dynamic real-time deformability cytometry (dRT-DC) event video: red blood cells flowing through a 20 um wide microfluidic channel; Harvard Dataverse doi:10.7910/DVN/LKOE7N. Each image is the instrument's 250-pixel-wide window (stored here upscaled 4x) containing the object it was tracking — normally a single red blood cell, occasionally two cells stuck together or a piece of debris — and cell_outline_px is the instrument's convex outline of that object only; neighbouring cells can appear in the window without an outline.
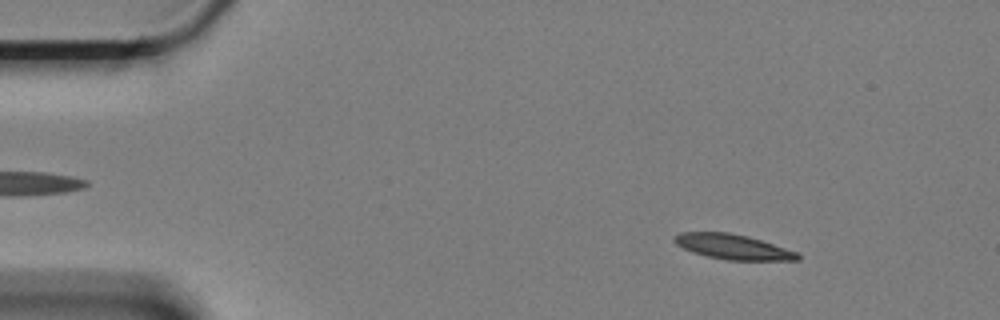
{"species": "Egyptian fruit bat (a non-hibernating species)", "species_latin": "Rousettus aegyptiacus", "temperature_condition": "cold", "stored_images_in_passage": 59, "camera_frame_rate_fps": 3000, "um_per_image_px": 0.085, "animal": {"sex": "female"}, "frame": {"image": 1, "passage_image": 7, "time_ms": 2.0, "image_size_px": [1000, 320], "cell_outline_px": [[800, 260], [728, 260], [708, 256], [692, 252], [676, 244], [672, 240], [672, 236], [680, 232], [728, 232], [748, 236], [796, 252], [800, 256]], "centroid_in_image_um": [62.23, 20.97], "position_along_channel_um": 22.8, "area_um2": 17.8}}
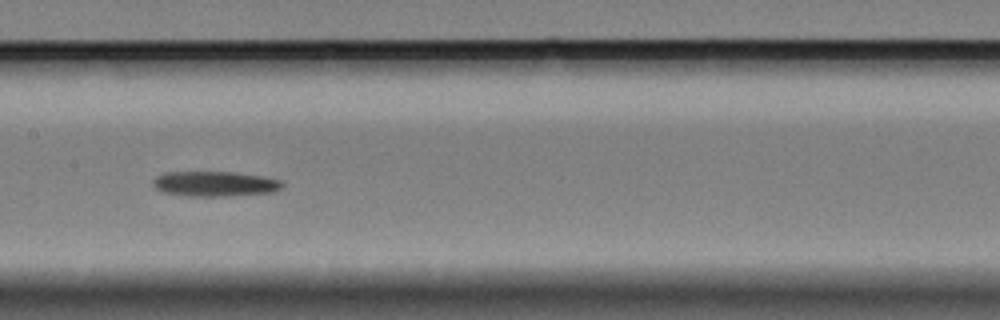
{"frame": {"image": 2, "passage_image": 29, "time_ms": 9.333, "image_size_px": [1000, 320], "cell_outline_px": [[284, 184], [280, 188], [272, 192], [228, 196], [188, 196], [160, 192], [152, 184], [152, 180], [156, 176], [164, 172], [232, 172], [260, 176], [280, 180]], "centroid_in_image_um": [18.19, 15.63], "position_along_channel_um": 189.2, "area_um2": 18.9}}
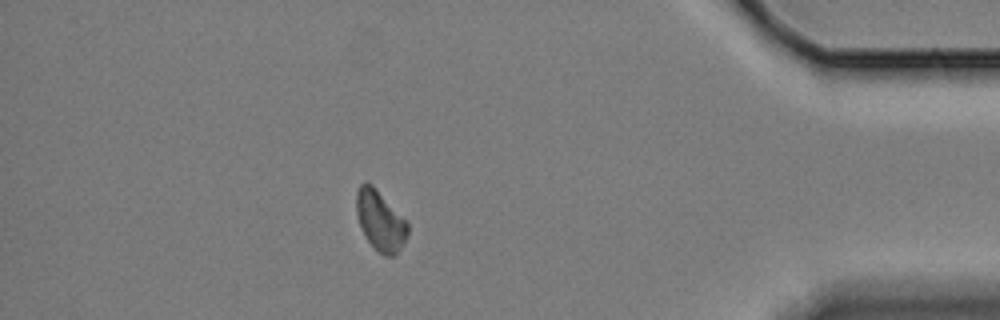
{"frame": {"image": 3, "passage_image": 52, "time_ms": 17.0, "image_size_px": [1000, 320], "cell_outline_px": [[408, 232], [400, 248], [392, 256], [384, 256], [368, 240], [360, 224], [356, 212], [356, 192], [360, 184], [364, 180], [372, 184], [408, 220]], "centroid_in_image_um": [32.33, 18.69], "position_along_channel_um": 402.9, "area_um2": 17.86}}